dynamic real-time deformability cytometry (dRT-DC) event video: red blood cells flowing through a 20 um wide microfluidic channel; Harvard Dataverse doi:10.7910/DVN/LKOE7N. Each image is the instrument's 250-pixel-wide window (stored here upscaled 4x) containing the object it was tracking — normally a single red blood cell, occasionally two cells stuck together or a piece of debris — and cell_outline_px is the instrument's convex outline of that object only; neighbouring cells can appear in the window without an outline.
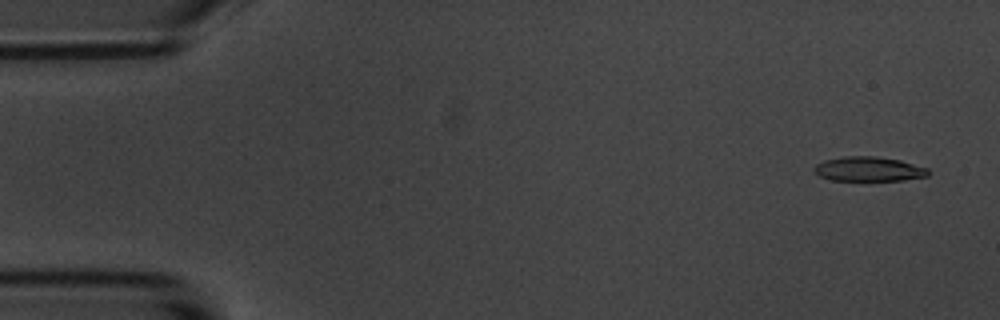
{"species": "common noctule bat (a hibernating species)", "species_latin": "Nyctalus noctula", "temperature_condition": "room temperature", "stored_images_in_passage": 16, "camera_frame_rate_fps": 3000, "um_per_image_px": 0.085, "animal": {"sex": "male", "body_mass_g": 20.1, "forearm_length_mm": 53.5}, "frame": {"image": 1, "passage_image": 3, "time_ms": 0.667, "image_size_px": [1000, 320], "cell_outline_px": [[928, 176], [904, 180], [832, 180], [820, 176], [812, 168], [816, 164], [824, 160], [844, 156], [876, 156], [900, 160], [928, 168]], "centroid_in_image_um": [73.84, 14.36], "position_along_channel_um": 11.2, "area_um2": 16.24}}
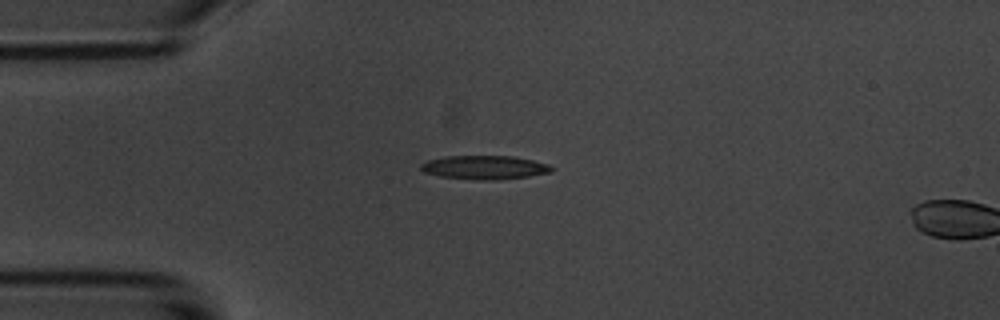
{"frame": {"image": 2, "passage_image": 14, "time_ms": 4.333, "image_size_px": [1000, 320], "cell_outline_px": [[552, 172], [528, 176], [496, 180], [476, 180], [440, 176], [424, 172], [420, 168], [420, 164], [424, 160], [444, 156], [512, 156], [532, 160], [548, 164], [552, 168]], "centroid_in_image_um": [41.13, 14.22], "position_along_channel_um": 43.9, "area_um2": 18.15}}